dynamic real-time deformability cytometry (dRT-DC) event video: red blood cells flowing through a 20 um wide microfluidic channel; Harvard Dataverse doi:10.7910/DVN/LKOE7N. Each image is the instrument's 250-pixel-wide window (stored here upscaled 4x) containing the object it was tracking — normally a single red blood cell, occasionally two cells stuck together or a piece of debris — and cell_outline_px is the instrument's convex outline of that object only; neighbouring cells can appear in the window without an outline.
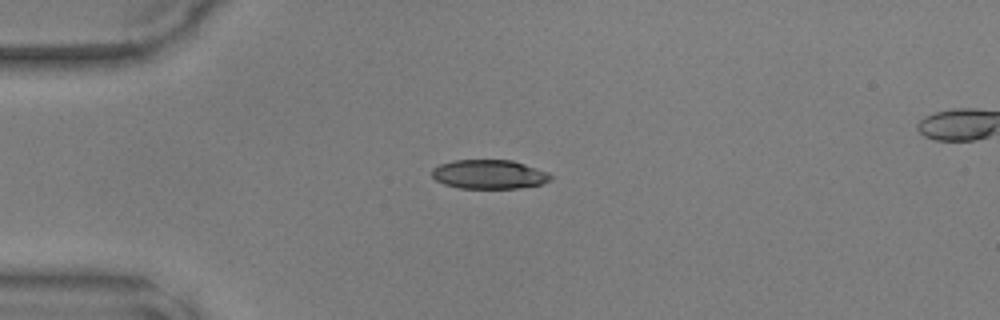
{"species": "common noctule bat (a hibernating species)", "species_latin": "Nyctalus noctula", "temperature_condition": "warm", "stored_images_in_passage": 37, "camera_frame_rate_fps": 3000, "um_per_image_px": 0.085, "animal": {"sex": "male", "body_mass_g": 17.9, "forearm_length_mm": 54.2}, "frame": {"image": 1, "passage_image": 1, "time_ms": 0.0, "image_size_px": [1000, 320], "cell_outline_px": [[552, 176], [548, 180], [540, 184], [520, 188], [460, 188], [444, 184], [436, 180], [432, 176], [432, 168], [440, 164], [452, 160], [512, 160], [548, 172]], "centroid_in_image_um": [41.54, 14.81], "position_along_channel_um": 43.5, "area_um2": 20.0}}
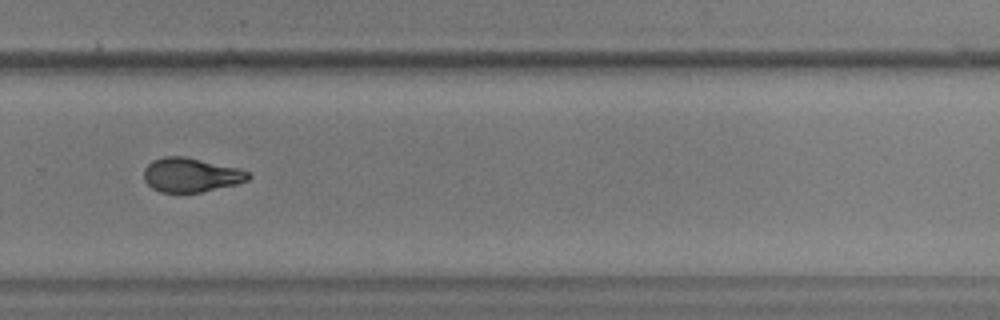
{"frame": {"image": 2, "passage_image": 22, "time_ms": 7.0, "image_size_px": [1000, 320], "cell_outline_px": [[252, 176], [248, 180], [236, 184], [200, 192], [160, 192], [152, 188], [144, 180], [144, 168], [152, 160], [164, 156], [184, 156], [236, 168], [248, 172]], "centroid_in_image_um": [16.19, 14.87], "position_along_channel_um": 313.6, "area_um2": 20.58}}
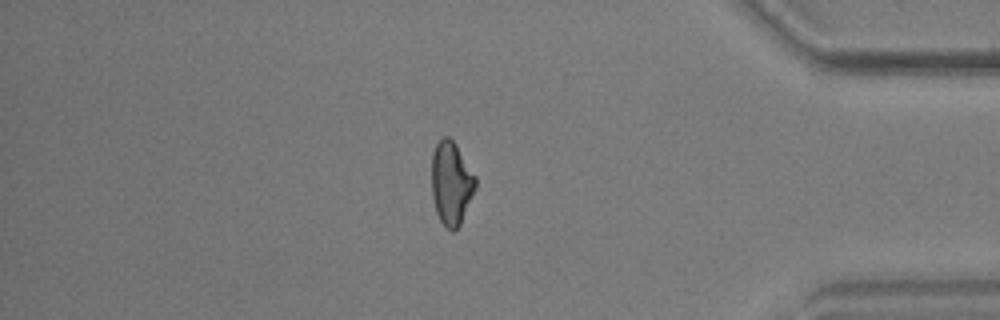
{"frame": {"image": 3, "passage_image": 30, "time_ms": 9.667, "image_size_px": [1000, 320], "cell_outline_px": [[476, 188], [460, 224], [452, 232], [440, 220], [436, 212], [432, 196], [432, 152], [436, 144], [444, 136], [448, 136], [456, 144], [476, 176]], "centroid_in_image_um": [38.36, 15.54], "position_along_channel_um": 396.8, "area_um2": 21.21}}